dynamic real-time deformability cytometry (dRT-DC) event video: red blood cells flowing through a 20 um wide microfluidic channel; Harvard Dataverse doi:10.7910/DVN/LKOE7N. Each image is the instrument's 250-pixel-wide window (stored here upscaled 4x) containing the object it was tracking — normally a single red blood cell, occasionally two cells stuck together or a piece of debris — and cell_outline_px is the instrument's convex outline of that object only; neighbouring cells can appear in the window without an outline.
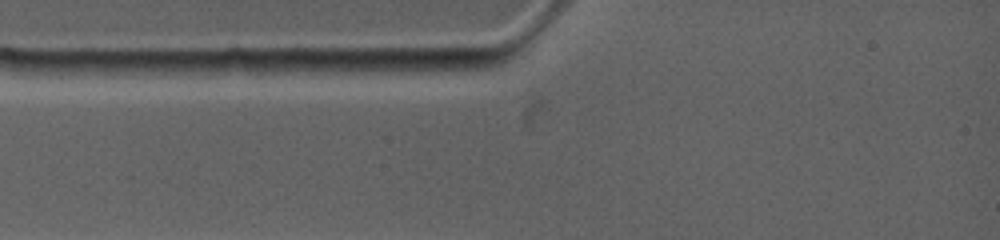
{"species": "common noctule bat (a hibernating species)", "species_latin": "Nyctalus noctula", "temperature_condition": "warm", "stored_images_in_passage": 1, "camera_frame_rate_fps": 4500, "um_per_image_px": 0.085, "animal": {"sex": "female", "body_mass_g": 19.0, "forearm_length_mm": 53.3}, "frame": {"image": 1, "passage_image": 1, "time_ms": 0.0, "image_size_px": [1000, 240], "cell_outline_px": [[320, 136], [312, 140], [196, 128], [188, 124], [192, 120], [256, 120], [296, 124], [308, 128], [316, 132]], "centroid_in_image_um": [21.92, 10.89], "position_along_channel_um": 63.1, "area_um2": 10.98}}